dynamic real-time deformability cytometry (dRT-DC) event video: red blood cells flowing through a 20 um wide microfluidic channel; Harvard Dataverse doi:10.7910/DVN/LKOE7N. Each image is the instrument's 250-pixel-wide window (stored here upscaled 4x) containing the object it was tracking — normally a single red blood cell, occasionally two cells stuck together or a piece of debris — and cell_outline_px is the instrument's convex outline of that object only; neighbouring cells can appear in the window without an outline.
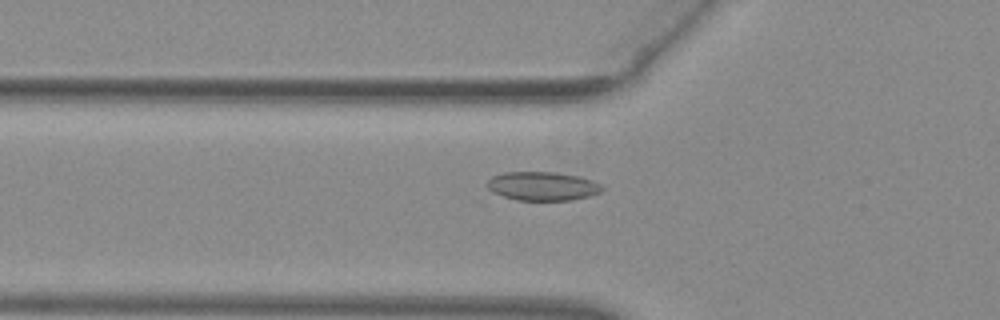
{"species": "common noctule bat (a hibernating species)", "species_latin": "Nyctalus noctula", "temperature_condition": "warm", "stored_images_in_passage": 54, "camera_frame_rate_fps": 3000, "um_per_image_px": 0.085, "animal": {"sex": "female", "body_mass_g": 29.2, "forearm_length_mm": 56.3}, "frame": {"image": 1, "passage_image": 20, "time_ms": 6.333, "image_size_px": [1000, 320], "cell_outline_px": [[604, 188], [600, 192], [588, 196], [572, 200], [516, 200], [492, 192], [484, 184], [492, 176], [504, 172], [556, 172], [580, 176], [592, 180], [600, 184]], "centroid_in_image_um": [46.09, 15.81], "position_along_channel_um": 79.7, "area_um2": 19.36}}
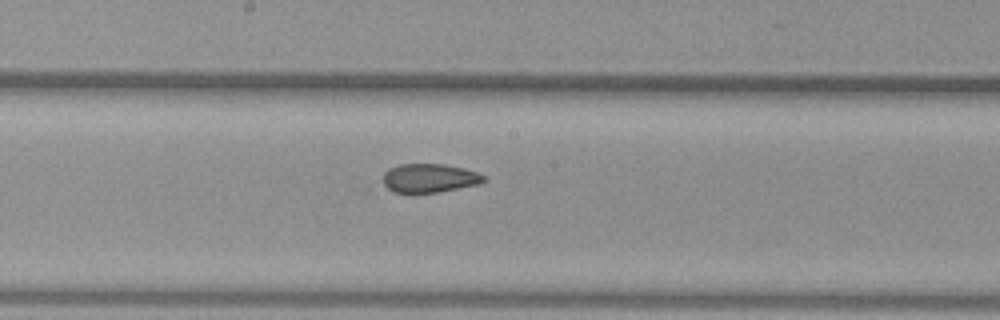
{"frame": {"image": 2, "passage_image": 30, "time_ms": 9.667, "image_size_px": [1000, 320], "cell_outline_px": [[488, 180], [480, 184], [436, 192], [392, 192], [384, 184], [384, 172], [388, 168], [400, 164], [444, 164], [464, 168], [476, 172], [484, 176]], "centroid_in_image_um": [36.52, 15.13], "position_along_channel_um": 211.7, "area_um2": 16.82}}
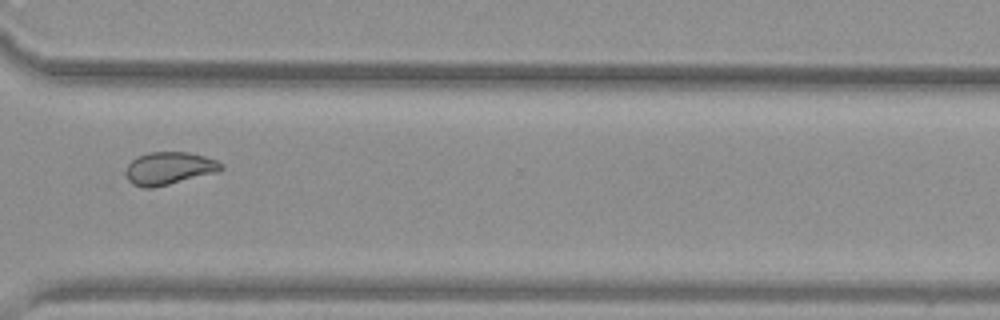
{"frame": {"image": 3, "passage_image": 41, "time_ms": 13.333, "image_size_px": [1000, 320], "cell_outline_px": [[224, 168], [220, 172], [152, 188], [144, 188], [132, 184], [128, 180], [124, 172], [128, 164], [136, 156], [148, 152], [188, 152], [204, 156], [216, 160], [224, 164]], "centroid_in_image_um": [14.38, 14.31], "position_along_channel_um": 356.2, "area_um2": 18.44}, "authors_computed_cell_mechanics": {"area_um2": 18.9006, "velocity_mm_per_s": 3.9531, "shape_relaxation_time_tau1_ms": null, "shape_relaxation_time_tau2_ms": 1.7364, "deformation_change_tau1": null, "deformation_change_tau2": 0.0757}}